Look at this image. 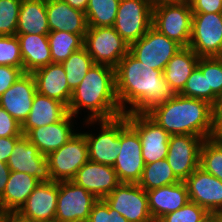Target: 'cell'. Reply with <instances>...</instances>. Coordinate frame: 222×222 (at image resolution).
<instances>
[{
	"label": "cell",
	"mask_w": 222,
	"mask_h": 222,
	"mask_svg": "<svg viewBox=\"0 0 222 222\" xmlns=\"http://www.w3.org/2000/svg\"><path fill=\"white\" fill-rule=\"evenodd\" d=\"M116 95L123 114L147 113L177 94L163 71L138 61L128 52L115 67Z\"/></svg>",
	"instance_id": "6da1fadb"
},
{
	"label": "cell",
	"mask_w": 222,
	"mask_h": 222,
	"mask_svg": "<svg viewBox=\"0 0 222 222\" xmlns=\"http://www.w3.org/2000/svg\"><path fill=\"white\" fill-rule=\"evenodd\" d=\"M67 108L70 114L80 119V123L87 120H109L123 115L116 95L115 68L94 64L72 92ZM82 114L85 115L81 120Z\"/></svg>",
	"instance_id": "7a4b0ae2"
},
{
	"label": "cell",
	"mask_w": 222,
	"mask_h": 222,
	"mask_svg": "<svg viewBox=\"0 0 222 222\" xmlns=\"http://www.w3.org/2000/svg\"><path fill=\"white\" fill-rule=\"evenodd\" d=\"M168 134H190L207 139L217 134L212 105L207 101L177 94L146 113Z\"/></svg>",
	"instance_id": "3957f363"
},
{
	"label": "cell",
	"mask_w": 222,
	"mask_h": 222,
	"mask_svg": "<svg viewBox=\"0 0 222 222\" xmlns=\"http://www.w3.org/2000/svg\"><path fill=\"white\" fill-rule=\"evenodd\" d=\"M80 124L88 144L89 160L113 167L121 149L120 132L128 125L127 117L123 114L109 120H87Z\"/></svg>",
	"instance_id": "277c9868"
},
{
	"label": "cell",
	"mask_w": 222,
	"mask_h": 222,
	"mask_svg": "<svg viewBox=\"0 0 222 222\" xmlns=\"http://www.w3.org/2000/svg\"><path fill=\"white\" fill-rule=\"evenodd\" d=\"M193 13L188 0L153 8L152 26L181 47H189Z\"/></svg>",
	"instance_id": "5b68a950"
},
{
	"label": "cell",
	"mask_w": 222,
	"mask_h": 222,
	"mask_svg": "<svg viewBox=\"0 0 222 222\" xmlns=\"http://www.w3.org/2000/svg\"><path fill=\"white\" fill-rule=\"evenodd\" d=\"M83 47L95 64H105L114 68L130 48L114 27H88Z\"/></svg>",
	"instance_id": "8992f818"
},
{
	"label": "cell",
	"mask_w": 222,
	"mask_h": 222,
	"mask_svg": "<svg viewBox=\"0 0 222 222\" xmlns=\"http://www.w3.org/2000/svg\"><path fill=\"white\" fill-rule=\"evenodd\" d=\"M53 181H71L89 160L88 144L81 130L59 149L47 156Z\"/></svg>",
	"instance_id": "52a82bcc"
},
{
	"label": "cell",
	"mask_w": 222,
	"mask_h": 222,
	"mask_svg": "<svg viewBox=\"0 0 222 222\" xmlns=\"http://www.w3.org/2000/svg\"><path fill=\"white\" fill-rule=\"evenodd\" d=\"M153 8L146 0H120L113 27L130 46L151 27Z\"/></svg>",
	"instance_id": "ba28073f"
},
{
	"label": "cell",
	"mask_w": 222,
	"mask_h": 222,
	"mask_svg": "<svg viewBox=\"0 0 222 222\" xmlns=\"http://www.w3.org/2000/svg\"><path fill=\"white\" fill-rule=\"evenodd\" d=\"M189 47L199 57L222 54V13H193Z\"/></svg>",
	"instance_id": "9c48e42d"
},
{
	"label": "cell",
	"mask_w": 222,
	"mask_h": 222,
	"mask_svg": "<svg viewBox=\"0 0 222 222\" xmlns=\"http://www.w3.org/2000/svg\"><path fill=\"white\" fill-rule=\"evenodd\" d=\"M181 48L178 43L152 26L138 41L130 45L129 52L141 63L163 71Z\"/></svg>",
	"instance_id": "30bf717a"
},
{
	"label": "cell",
	"mask_w": 222,
	"mask_h": 222,
	"mask_svg": "<svg viewBox=\"0 0 222 222\" xmlns=\"http://www.w3.org/2000/svg\"><path fill=\"white\" fill-rule=\"evenodd\" d=\"M98 200L75 182H58L56 222H87L93 204Z\"/></svg>",
	"instance_id": "8fae6325"
},
{
	"label": "cell",
	"mask_w": 222,
	"mask_h": 222,
	"mask_svg": "<svg viewBox=\"0 0 222 222\" xmlns=\"http://www.w3.org/2000/svg\"><path fill=\"white\" fill-rule=\"evenodd\" d=\"M128 124L138 133L142 143V157L145 164L165 159L168 153L169 137L161 126L146 113H127Z\"/></svg>",
	"instance_id": "7c38bea8"
},
{
	"label": "cell",
	"mask_w": 222,
	"mask_h": 222,
	"mask_svg": "<svg viewBox=\"0 0 222 222\" xmlns=\"http://www.w3.org/2000/svg\"><path fill=\"white\" fill-rule=\"evenodd\" d=\"M104 200L128 222H154L147 192L137 183H120Z\"/></svg>",
	"instance_id": "4fadbf2b"
},
{
	"label": "cell",
	"mask_w": 222,
	"mask_h": 222,
	"mask_svg": "<svg viewBox=\"0 0 222 222\" xmlns=\"http://www.w3.org/2000/svg\"><path fill=\"white\" fill-rule=\"evenodd\" d=\"M204 140L190 134L170 135L166 159L180 181L184 182L200 166V149Z\"/></svg>",
	"instance_id": "5bb4252c"
},
{
	"label": "cell",
	"mask_w": 222,
	"mask_h": 222,
	"mask_svg": "<svg viewBox=\"0 0 222 222\" xmlns=\"http://www.w3.org/2000/svg\"><path fill=\"white\" fill-rule=\"evenodd\" d=\"M120 153L113 165L121 183L140 181L145 167L142 157V143L138 133L128 124L120 132Z\"/></svg>",
	"instance_id": "9a60e30c"
},
{
	"label": "cell",
	"mask_w": 222,
	"mask_h": 222,
	"mask_svg": "<svg viewBox=\"0 0 222 222\" xmlns=\"http://www.w3.org/2000/svg\"><path fill=\"white\" fill-rule=\"evenodd\" d=\"M10 171L25 172L41 182H53L46 155L23 135L15 144L7 161Z\"/></svg>",
	"instance_id": "2e32d148"
},
{
	"label": "cell",
	"mask_w": 222,
	"mask_h": 222,
	"mask_svg": "<svg viewBox=\"0 0 222 222\" xmlns=\"http://www.w3.org/2000/svg\"><path fill=\"white\" fill-rule=\"evenodd\" d=\"M189 201L210 214L222 213V181L200 166L184 181Z\"/></svg>",
	"instance_id": "e0dca14e"
},
{
	"label": "cell",
	"mask_w": 222,
	"mask_h": 222,
	"mask_svg": "<svg viewBox=\"0 0 222 222\" xmlns=\"http://www.w3.org/2000/svg\"><path fill=\"white\" fill-rule=\"evenodd\" d=\"M57 198L58 182H41L15 215L27 222H53Z\"/></svg>",
	"instance_id": "ac0fdd59"
},
{
	"label": "cell",
	"mask_w": 222,
	"mask_h": 222,
	"mask_svg": "<svg viewBox=\"0 0 222 222\" xmlns=\"http://www.w3.org/2000/svg\"><path fill=\"white\" fill-rule=\"evenodd\" d=\"M75 119L76 117L68 113L62 120L33 128L25 136L39 149L40 153L47 156L79 132L80 129L76 127L79 122Z\"/></svg>",
	"instance_id": "d6986e66"
},
{
	"label": "cell",
	"mask_w": 222,
	"mask_h": 222,
	"mask_svg": "<svg viewBox=\"0 0 222 222\" xmlns=\"http://www.w3.org/2000/svg\"><path fill=\"white\" fill-rule=\"evenodd\" d=\"M36 83L31 73L22 76L0 96V107L5 109L20 125L31 111Z\"/></svg>",
	"instance_id": "ffe728a7"
},
{
	"label": "cell",
	"mask_w": 222,
	"mask_h": 222,
	"mask_svg": "<svg viewBox=\"0 0 222 222\" xmlns=\"http://www.w3.org/2000/svg\"><path fill=\"white\" fill-rule=\"evenodd\" d=\"M72 181L98 199H104L121 183L112 166L90 160L77 171Z\"/></svg>",
	"instance_id": "44dd1931"
},
{
	"label": "cell",
	"mask_w": 222,
	"mask_h": 222,
	"mask_svg": "<svg viewBox=\"0 0 222 222\" xmlns=\"http://www.w3.org/2000/svg\"><path fill=\"white\" fill-rule=\"evenodd\" d=\"M46 11L50 32H70L84 39L88 30L85 12L72 8L62 0H46Z\"/></svg>",
	"instance_id": "7402d4cb"
},
{
	"label": "cell",
	"mask_w": 222,
	"mask_h": 222,
	"mask_svg": "<svg viewBox=\"0 0 222 222\" xmlns=\"http://www.w3.org/2000/svg\"><path fill=\"white\" fill-rule=\"evenodd\" d=\"M31 74L36 83L37 93L56 99L68 107L72 91L68 86L66 73L61 63H50Z\"/></svg>",
	"instance_id": "603a6c76"
},
{
	"label": "cell",
	"mask_w": 222,
	"mask_h": 222,
	"mask_svg": "<svg viewBox=\"0 0 222 222\" xmlns=\"http://www.w3.org/2000/svg\"><path fill=\"white\" fill-rule=\"evenodd\" d=\"M146 192L148 208L154 222L164 215L180 209L189 201L187 187L183 181Z\"/></svg>",
	"instance_id": "cb8c5ba5"
},
{
	"label": "cell",
	"mask_w": 222,
	"mask_h": 222,
	"mask_svg": "<svg viewBox=\"0 0 222 222\" xmlns=\"http://www.w3.org/2000/svg\"><path fill=\"white\" fill-rule=\"evenodd\" d=\"M39 183L25 172L11 171L1 198V214H16Z\"/></svg>",
	"instance_id": "d4e9b609"
},
{
	"label": "cell",
	"mask_w": 222,
	"mask_h": 222,
	"mask_svg": "<svg viewBox=\"0 0 222 222\" xmlns=\"http://www.w3.org/2000/svg\"><path fill=\"white\" fill-rule=\"evenodd\" d=\"M68 113L67 106L62 102L36 93L31 111L21 125L22 134L26 135L33 128L58 122Z\"/></svg>",
	"instance_id": "484cf974"
},
{
	"label": "cell",
	"mask_w": 222,
	"mask_h": 222,
	"mask_svg": "<svg viewBox=\"0 0 222 222\" xmlns=\"http://www.w3.org/2000/svg\"><path fill=\"white\" fill-rule=\"evenodd\" d=\"M23 59V72L33 71L52 63V56L47 35H16Z\"/></svg>",
	"instance_id": "4316f807"
},
{
	"label": "cell",
	"mask_w": 222,
	"mask_h": 222,
	"mask_svg": "<svg viewBox=\"0 0 222 222\" xmlns=\"http://www.w3.org/2000/svg\"><path fill=\"white\" fill-rule=\"evenodd\" d=\"M49 32L46 0H22L16 35H48Z\"/></svg>",
	"instance_id": "83f0119b"
},
{
	"label": "cell",
	"mask_w": 222,
	"mask_h": 222,
	"mask_svg": "<svg viewBox=\"0 0 222 222\" xmlns=\"http://www.w3.org/2000/svg\"><path fill=\"white\" fill-rule=\"evenodd\" d=\"M198 61L199 56L190 47H182L166 64L163 75L176 94L183 91Z\"/></svg>",
	"instance_id": "f1b7e54d"
},
{
	"label": "cell",
	"mask_w": 222,
	"mask_h": 222,
	"mask_svg": "<svg viewBox=\"0 0 222 222\" xmlns=\"http://www.w3.org/2000/svg\"><path fill=\"white\" fill-rule=\"evenodd\" d=\"M52 63H62L72 53L83 47L84 39L78 35L65 31H51L47 35Z\"/></svg>",
	"instance_id": "f546056e"
},
{
	"label": "cell",
	"mask_w": 222,
	"mask_h": 222,
	"mask_svg": "<svg viewBox=\"0 0 222 222\" xmlns=\"http://www.w3.org/2000/svg\"><path fill=\"white\" fill-rule=\"evenodd\" d=\"M178 182H180V180L175 176L171 166L165 158L154 163L145 164L142 177L138 184L145 191H149Z\"/></svg>",
	"instance_id": "4dcf8cb0"
},
{
	"label": "cell",
	"mask_w": 222,
	"mask_h": 222,
	"mask_svg": "<svg viewBox=\"0 0 222 222\" xmlns=\"http://www.w3.org/2000/svg\"><path fill=\"white\" fill-rule=\"evenodd\" d=\"M120 0H89L85 14L88 27H113Z\"/></svg>",
	"instance_id": "1f68e13d"
},
{
	"label": "cell",
	"mask_w": 222,
	"mask_h": 222,
	"mask_svg": "<svg viewBox=\"0 0 222 222\" xmlns=\"http://www.w3.org/2000/svg\"><path fill=\"white\" fill-rule=\"evenodd\" d=\"M61 64L66 73L68 86L73 92L95 63L86 49L82 47Z\"/></svg>",
	"instance_id": "d6a6232c"
},
{
	"label": "cell",
	"mask_w": 222,
	"mask_h": 222,
	"mask_svg": "<svg viewBox=\"0 0 222 222\" xmlns=\"http://www.w3.org/2000/svg\"><path fill=\"white\" fill-rule=\"evenodd\" d=\"M200 167L222 181V134L203 141L200 149Z\"/></svg>",
	"instance_id": "836d02e7"
},
{
	"label": "cell",
	"mask_w": 222,
	"mask_h": 222,
	"mask_svg": "<svg viewBox=\"0 0 222 222\" xmlns=\"http://www.w3.org/2000/svg\"><path fill=\"white\" fill-rule=\"evenodd\" d=\"M197 67L207 75L208 103H214L222 92V59L220 57H199Z\"/></svg>",
	"instance_id": "e575fe53"
},
{
	"label": "cell",
	"mask_w": 222,
	"mask_h": 222,
	"mask_svg": "<svg viewBox=\"0 0 222 222\" xmlns=\"http://www.w3.org/2000/svg\"><path fill=\"white\" fill-rule=\"evenodd\" d=\"M22 0H0V36L16 35Z\"/></svg>",
	"instance_id": "d590c367"
},
{
	"label": "cell",
	"mask_w": 222,
	"mask_h": 222,
	"mask_svg": "<svg viewBox=\"0 0 222 222\" xmlns=\"http://www.w3.org/2000/svg\"><path fill=\"white\" fill-rule=\"evenodd\" d=\"M210 215L205 208L188 201L183 207L164 215L157 222H203Z\"/></svg>",
	"instance_id": "8d00e7d4"
},
{
	"label": "cell",
	"mask_w": 222,
	"mask_h": 222,
	"mask_svg": "<svg viewBox=\"0 0 222 222\" xmlns=\"http://www.w3.org/2000/svg\"><path fill=\"white\" fill-rule=\"evenodd\" d=\"M0 65L17 67L23 71V59L16 35L0 36Z\"/></svg>",
	"instance_id": "74e56055"
},
{
	"label": "cell",
	"mask_w": 222,
	"mask_h": 222,
	"mask_svg": "<svg viewBox=\"0 0 222 222\" xmlns=\"http://www.w3.org/2000/svg\"><path fill=\"white\" fill-rule=\"evenodd\" d=\"M180 95L189 98L201 99L208 102V82L207 75L196 67L185 83Z\"/></svg>",
	"instance_id": "f35d334b"
},
{
	"label": "cell",
	"mask_w": 222,
	"mask_h": 222,
	"mask_svg": "<svg viewBox=\"0 0 222 222\" xmlns=\"http://www.w3.org/2000/svg\"><path fill=\"white\" fill-rule=\"evenodd\" d=\"M87 222H128V220L112 209L104 199H98L92 206Z\"/></svg>",
	"instance_id": "ab89813d"
},
{
	"label": "cell",
	"mask_w": 222,
	"mask_h": 222,
	"mask_svg": "<svg viewBox=\"0 0 222 222\" xmlns=\"http://www.w3.org/2000/svg\"><path fill=\"white\" fill-rule=\"evenodd\" d=\"M21 125L0 107V137H22Z\"/></svg>",
	"instance_id": "60d3db41"
},
{
	"label": "cell",
	"mask_w": 222,
	"mask_h": 222,
	"mask_svg": "<svg viewBox=\"0 0 222 222\" xmlns=\"http://www.w3.org/2000/svg\"><path fill=\"white\" fill-rule=\"evenodd\" d=\"M23 73L20 68L0 65V96L14 84Z\"/></svg>",
	"instance_id": "b9f144b4"
},
{
	"label": "cell",
	"mask_w": 222,
	"mask_h": 222,
	"mask_svg": "<svg viewBox=\"0 0 222 222\" xmlns=\"http://www.w3.org/2000/svg\"><path fill=\"white\" fill-rule=\"evenodd\" d=\"M192 13H222V0H188Z\"/></svg>",
	"instance_id": "7bdbcfd3"
},
{
	"label": "cell",
	"mask_w": 222,
	"mask_h": 222,
	"mask_svg": "<svg viewBox=\"0 0 222 222\" xmlns=\"http://www.w3.org/2000/svg\"><path fill=\"white\" fill-rule=\"evenodd\" d=\"M21 137H0V161L7 163L16 142Z\"/></svg>",
	"instance_id": "ee69618b"
},
{
	"label": "cell",
	"mask_w": 222,
	"mask_h": 222,
	"mask_svg": "<svg viewBox=\"0 0 222 222\" xmlns=\"http://www.w3.org/2000/svg\"><path fill=\"white\" fill-rule=\"evenodd\" d=\"M212 115L217 134H222V92L216 96L212 104Z\"/></svg>",
	"instance_id": "f6af8a7d"
},
{
	"label": "cell",
	"mask_w": 222,
	"mask_h": 222,
	"mask_svg": "<svg viewBox=\"0 0 222 222\" xmlns=\"http://www.w3.org/2000/svg\"><path fill=\"white\" fill-rule=\"evenodd\" d=\"M10 169L8 164L0 161V213H1V198L2 194L6 188V184L10 177Z\"/></svg>",
	"instance_id": "bcb514c9"
},
{
	"label": "cell",
	"mask_w": 222,
	"mask_h": 222,
	"mask_svg": "<svg viewBox=\"0 0 222 222\" xmlns=\"http://www.w3.org/2000/svg\"><path fill=\"white\" fill-rule=\"evenodd\" d=\"M69 4L72 8L81 10L83 12L86 11L89 0H62Z\"/></svg>",
	"instance_id": "7dc6e473"
},
{
	"label": "cell",
	"mask_w": 222,
	"mask_h": 222,
	"mask_svg": "<svg viewBox=\"0 0 222 222\" xmlns=\"http://www.w3.org/2000/svg\"><path fill=\"white\" fill-rule=\"evenodd\" d=\"M1 222H27V221L20 219L15 214H9V215H4L2 217Z\"/></svg>",
	"instance_id": "c3c4849f"
},
{
	"label": "cell",
	"mask_w": 222,
	"mask_h": 222,
	"mask_svg": "<svg viewBox=\"0 0 222 222\" xmlns=\"http://www.w3.org/2000/svg\"><path fill=\"white\" fill-rule=\"evenodd\" d=\"M148 2V4L154 8L158 5H161V4H168V3H174V2H177L179 0H146Z\"/></svg>",
	"instance_id": "681fc988"
},
{
	"label": "cell",
	"mask_w": 222,
	"mask_h": 222,
	"mask_svg": "<svg viewBox=\"0 0 222 222\" xmlns=\"http://www.w3.org/2000/svg\"><path fill=\"white\" fill-rule=\"evenodd\" d=\"M203 222H220L216 214H211L205 221Z\"/></svg>",
	"instance_id": "f907efd6"
},
{
	"label": "cell",
	"mask_w": 222,
	"mask_h": 222,
	"mask_svg": "<svg viewBox=\"0 0 222 222\" xmlns=\"http://www.w3.org/2000/svg\"><path fill=\"white\" fill-rule=\"evenodd\" d=\"M216 216L218 217V219L220 220V222H222V213H217Z\"/></svg>",
	"instance_id": "816d5d0a"
},
{
	"label": "cell",
	"mask_w": 222,
	"mask_h": 222,
	"mask_svg": "<svg viewBox=\"0 0 222 222\" xmlns=\"http://www.w3.org/2000/svg\"><path fill=\"white\" fill-rule=\"evenodd\" d=\"M2 217H3V215L0 213V222H1V220H2Z\"/></svg>",
	"instance_id": "f5cc1de1"
}]
</instances>
